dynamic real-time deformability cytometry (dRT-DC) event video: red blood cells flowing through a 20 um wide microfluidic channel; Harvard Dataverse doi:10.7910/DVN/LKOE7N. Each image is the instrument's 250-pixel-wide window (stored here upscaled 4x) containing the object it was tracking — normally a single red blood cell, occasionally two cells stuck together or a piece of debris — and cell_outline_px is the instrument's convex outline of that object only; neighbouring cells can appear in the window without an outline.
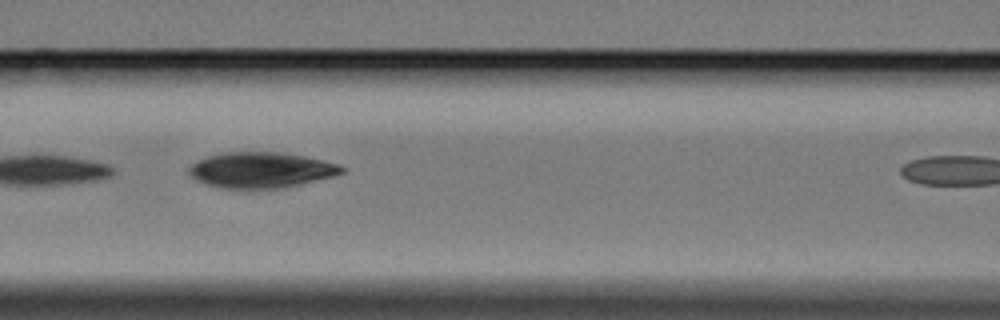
{"species": "Egyptian fruit bat (a non-hibernating species)", "species_latin": "Rousettus aegyptiacus", "temperature_condition": "cold", "stored_images_in_passage": 5, "camera_frame_rate_fps": 3000, "um_per_image_px": 0.085, "animal": {"sex": "female"}, "frame": {"image": 1, "passage_image": 4, "time_ms": 3.667, "image_size_px": [1000, 320], "cell_outline_px": [[348, 168], [344, 172], [336, 176], [284, 188], [252, 192], [220, 188], [204, 184], [196, 180], [188, 172], [188, 168], [196, 160], [208, 156], [228, 152], [276, 152], [304, 156], [340, 164]], "centroid_in_image_um": [22.2, 14.5], "position_along_channel_um": 144.4, "area_um2": 32.89}}